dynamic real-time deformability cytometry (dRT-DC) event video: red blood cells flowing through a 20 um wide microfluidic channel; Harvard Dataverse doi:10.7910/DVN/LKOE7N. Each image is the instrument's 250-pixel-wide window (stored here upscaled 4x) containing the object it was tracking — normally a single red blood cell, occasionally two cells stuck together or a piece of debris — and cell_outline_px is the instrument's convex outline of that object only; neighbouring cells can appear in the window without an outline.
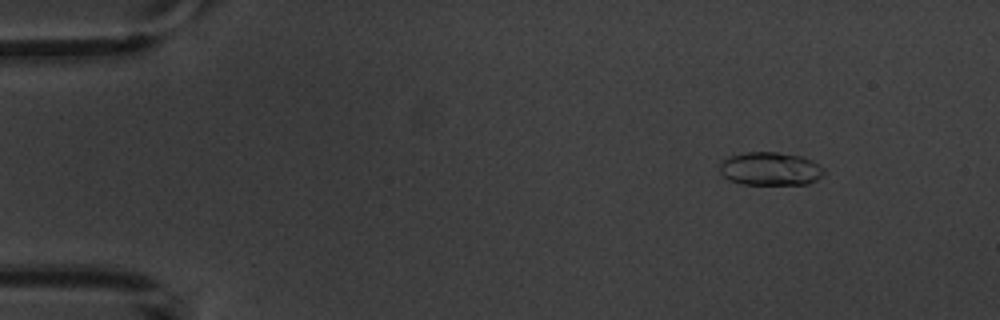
{"species": "common noctule bat (a hibernating species)", "species_latin": "Nyctalus noctula", "temperature_condition": "warm", "stored_images_in_passage": 4, "camera_frame_rate_fps": 3000, "um_per_image_px": 0.085, "animal": {"sex": "male", "body_mass_g": 20.1, "forearm_length_mm": 53.5}, "frame": {"image": 1, "passage_image": 1, "time_ms": 0.0, "image_size_px": [1000, 320], "cell_outline_px": [[824, 172], [816, 180], [808, 184], [744, 184], [728, 180], [720, 172], [720, 164], [724, 160], [732, 156], [748, 152], [776, 152], [800, 156], [812, 160], [820, 164], [824, 168]], "centroid_in_image_um": [65.5, 14.35], "position_along_channel_um": 19.5, "area_um2": 20.06}}